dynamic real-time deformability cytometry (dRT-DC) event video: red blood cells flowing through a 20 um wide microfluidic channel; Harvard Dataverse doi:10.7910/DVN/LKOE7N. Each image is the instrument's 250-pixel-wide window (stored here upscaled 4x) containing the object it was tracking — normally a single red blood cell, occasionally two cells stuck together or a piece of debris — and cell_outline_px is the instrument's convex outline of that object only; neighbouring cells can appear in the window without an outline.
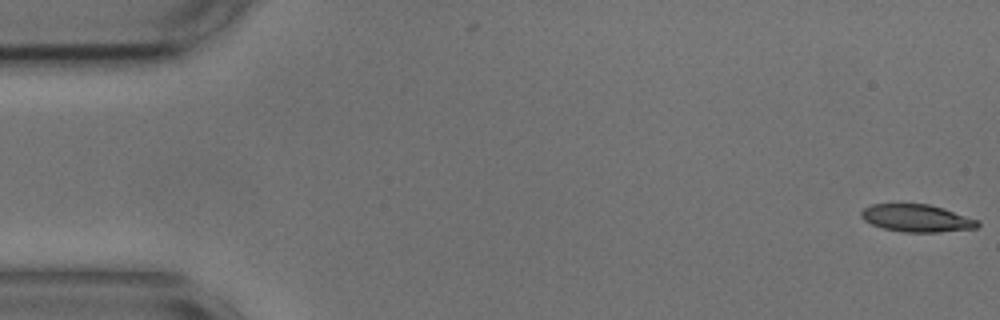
{"species": "common noctule bat (a hibernating species)", "species_latin": "Nyctalus noctula", "temperature_condition": "cold", "stored_images_in_passage": 54, "camera_frame_rate_fps": 3000, "um_per_image_px": 0.085, "animal": {"sex": "male", "body_mass_g": 17.9, "forearm_length_mm": 54.2}, "frame": {"image": 1, "passage_image": 1, "time_ms": 0.0, "image_size_px": [1000, 320], "cell_outline_px": [[980, 224], [976, 228], [940, 232], [904, 232], [884, 228], [872, 224], [864, 220], [860, 216], [860, 212], [864, 208], [872, 204], [928, 204], [944, 208], [980, 220]], "centroid_in_image_um": [77.95, 18.54], "position_along_channel_um": 7.1, "area_um2": 18.67}}
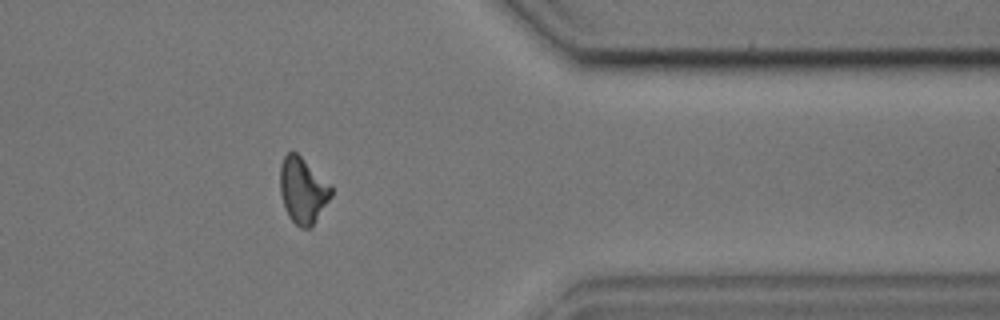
{"frame": {"image": 2, "passage_image": 44, "time_ms": 14.333, "image_size_px": [1000, 320], "cell_outline_px": [[332, 196], [312, 228], [300, 228], [288, 216], [284, 208], [280, 192], [280, 164], [284, 156], [288, 152], [296, 152], [332, 184]], "centroid_in_image_um": [25.76, 16.19], "position_along_channel_um": 385.6, "area_um2": 20.0}}
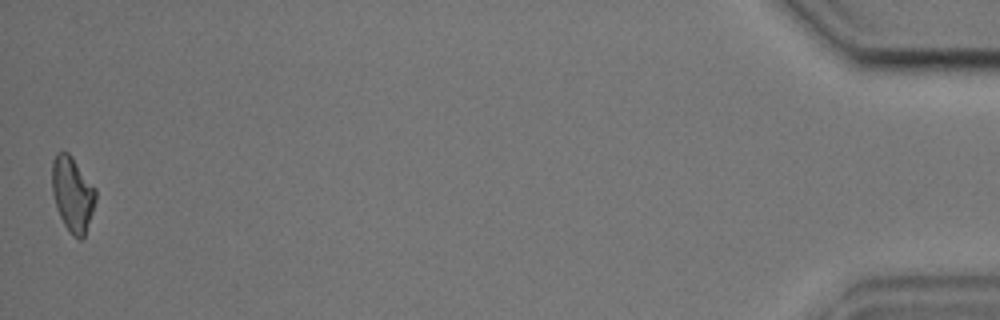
{"frame": {"image": 3, "passage_image": 54, "time_ms": 17.667, "image_size_px": [1000, 320], "cell_outline_px": [[96, 200], [84, 236], [80, 240], [72, 236], [68, 232], [56, 208], [52, 192], [52, 160], [56, 152], [68, 152], [72, 156], [96, 188]], "centroid_in_image_um": [6.15, 16.49], "position_along_channel_um": 429.0, "area_um2": 19.19}, "authors_computed_cell_mechanics": {"area_um2": 19.9699, "velocity_mm_per_s": 3.6566, "shape_relaxation_time_tau1_ms": 3.4341, "shape_relaxation_time_tau2_ms": 6.5509, "deformation_change_tau1": 0.1388, "deformation_change_tau2": 0.1366}}